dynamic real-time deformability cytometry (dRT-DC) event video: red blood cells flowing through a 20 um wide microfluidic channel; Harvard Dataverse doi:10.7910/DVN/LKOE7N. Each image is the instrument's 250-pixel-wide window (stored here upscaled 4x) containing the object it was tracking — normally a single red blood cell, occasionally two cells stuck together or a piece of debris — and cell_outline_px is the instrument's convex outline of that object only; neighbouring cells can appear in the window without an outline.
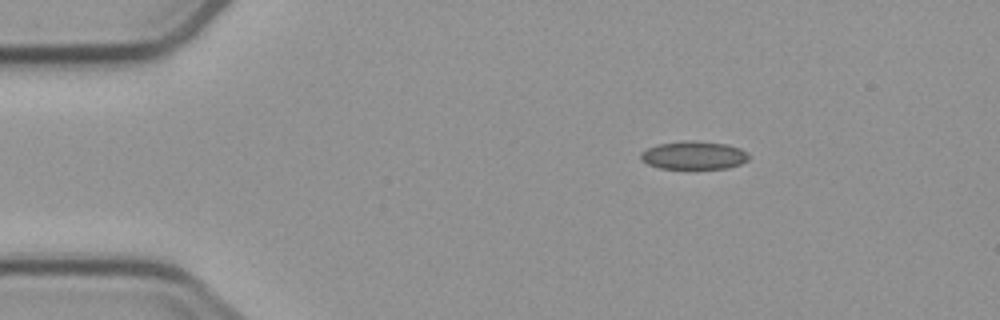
{"species": "common noctule bat (a hibernating species)", "species_latin": "Nyctalus noctula", "temperature_condition": "cold", "stored_images_in_passage": 3, "camera_frame_rate_fps": 3000, "um_per_image_px": 0.085, "animal": {"sex": "male", "body_mass_g": 23.1, "forearm_length_mm": 52.7}, "frame": {"image": 1, "passage_image": 1, "time_ms": 0.0, "image_size_px": [1000, 320], "cell_outline_px": [[748, 160], [740, 164], [728, 168], [660, 168], [648, 164], [640, 160], [640, 152], [656, 144], [680, 140], [696, 140], [728, 144], [740, 148], [748, 152]], "centroid_in_image_um": [58.96, 13.18], "position_along_channel_um": 26.0, "area_um2": 17.98}}